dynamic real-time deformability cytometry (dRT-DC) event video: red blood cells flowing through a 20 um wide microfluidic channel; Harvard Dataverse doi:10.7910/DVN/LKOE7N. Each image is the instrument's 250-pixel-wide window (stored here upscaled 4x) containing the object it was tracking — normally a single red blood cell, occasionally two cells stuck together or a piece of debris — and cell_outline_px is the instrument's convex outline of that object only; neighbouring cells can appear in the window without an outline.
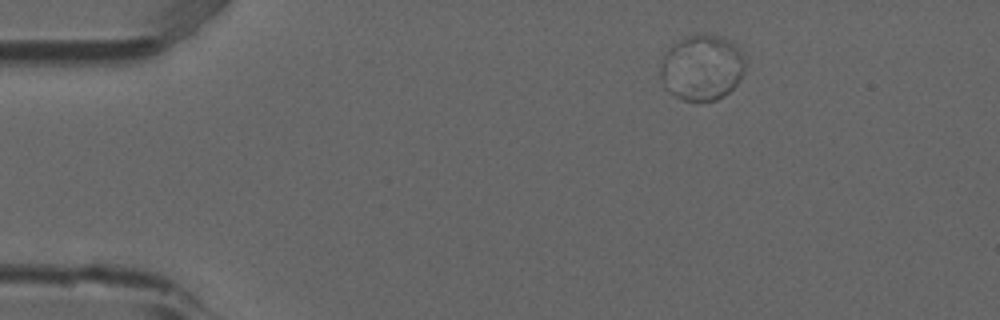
{"species": "common noctule bat (a hibernating species)", "species_latin": "Nyctalus noctula", "temperature_condition": "room temperature", "stored_images_in_passage": 4, "camera_frame_rate_fps": 3000, "um_per_image_px": 0.085, "animal": {"sex": "male", "forearm_length_mm": 52.5}, "frame": {"image": 1, "passage_image": 1, "time_ms": 0.0, "image_size_px": [1000, 320], "cell_outline_px": [[748, 56], [744, 72], [740, 80], [724, 96], [716, 100], [684, 100], [668, 92], [664, 88], [660, 76], [660, 64], [664, 52], [672, 44], [684, 36], [696, 32], [704, 32], [720, 36], [736, 44]], "centroid_in_image_um": [59.67, 5.69], "position_along_channel_um": 25.3, "area_um2": 33.47}}
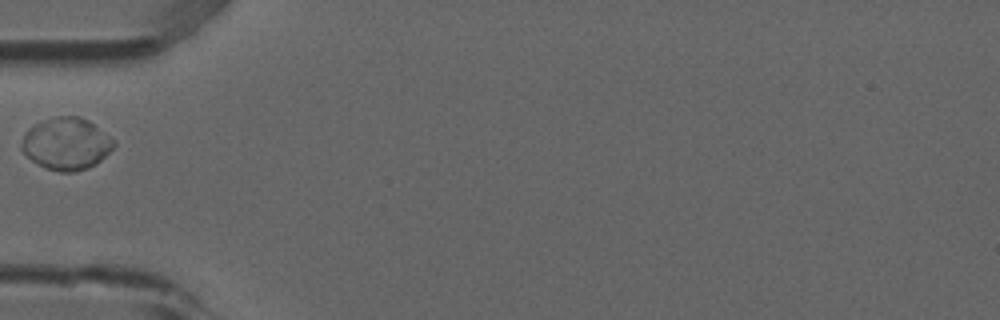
{"frame": {"image": 2, "passage_image": 4, "time_ms": 1.0, "image_size_px": [1000, 320], "cell_outline_px": [[116, 144], [96, 164], [88, 168], [72, 172], [60, 172], [44, 168], [32, 160], [20, 148], [24, 136], [28, 128], [52, 116], [80, 116], [88, 120], [112, 140]], "centroid_in_image_um": [5.61, 12.22], "position_along_channel_um": 79.4, "area_um2": 27.63}}